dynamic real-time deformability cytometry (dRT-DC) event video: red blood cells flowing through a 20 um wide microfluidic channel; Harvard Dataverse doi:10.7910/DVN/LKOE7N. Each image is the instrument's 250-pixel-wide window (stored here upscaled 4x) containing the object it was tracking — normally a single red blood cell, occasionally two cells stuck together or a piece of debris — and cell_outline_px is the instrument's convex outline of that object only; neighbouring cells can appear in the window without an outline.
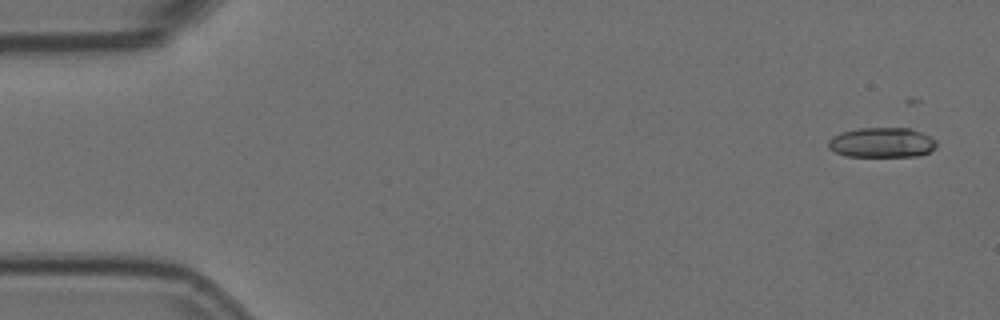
{"species": "Egyptian fruit bat (a non-hibernating species)", "species_latin": "Rousettus aegyptiacus", "temperature_condition": "room temperature", "stored_images_in_passage": 21, "camera_frame_rate_fps": 3000, "um_per_image_px": 0.085, "animal": {"sex": "female"}, "frame": {"image": 1, "passage_image": 3, "time_ms": 0.667, "image_size_px": [1000, 320], "cell_outline_px": [[936, 148], [928, 152], [916, 156], [844, 156], [828, 148], [828, 140], [832, 136], [840, 132], [856, 128], [912, 128], [936, 140]], "centroid_in_image_um": [74.92, 12.11], "position_along_channel_um": 10.1, "area_um2": 18.96}}
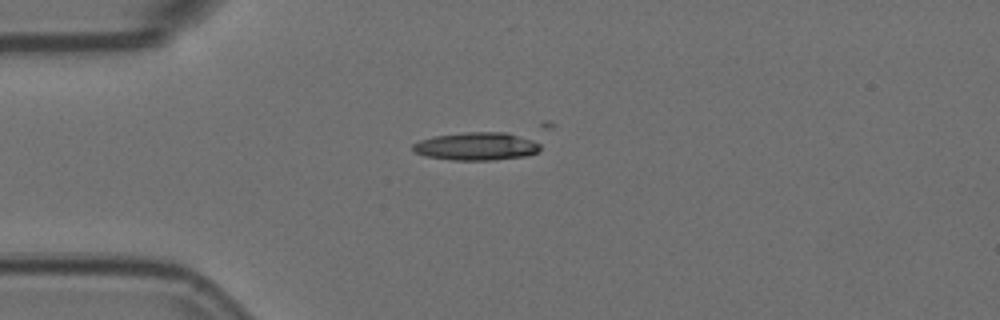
{"frame": {"image": 2, "passage_image": 15, "time_ms": 4.667, "image_size_px": [1000, 320], "cell_outline_px": [[556, 124], [540, 148], [536, 152], [524, 156], [492, 160], [452, 160], [424, 156], [416, 152], [412, 148], [412, 144], [420, 140], [432, 136], [540, 120], [548, 120]], "centroid_in_image_um": [41.44, 12.1], "position_along_channel_um": 43.6, "area_um2": 27.34}}
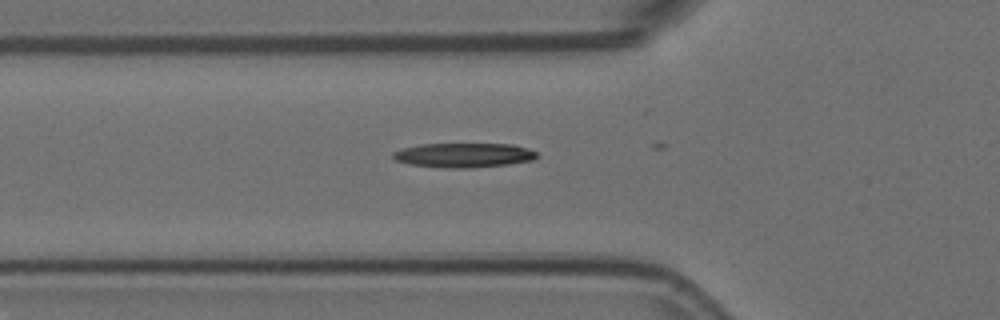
{"frame": {"image": 3, "passage_image": 20, "time_ms": 6.333, "image_size_px": [1000, 320], "cell_outline_px": [[536, 156], [532, 160], [508, 164], [472, 168], [444, 168], [408, 164], [396, 160], [392, 156], [392, 152], [400, 148], [420, 144], [512, 144], [528, 148], [536, 152]], "centroid_in_image_um": [39.37, 13.19], "position_along_channel_um": 86.4, "area_um2": 20.58}}